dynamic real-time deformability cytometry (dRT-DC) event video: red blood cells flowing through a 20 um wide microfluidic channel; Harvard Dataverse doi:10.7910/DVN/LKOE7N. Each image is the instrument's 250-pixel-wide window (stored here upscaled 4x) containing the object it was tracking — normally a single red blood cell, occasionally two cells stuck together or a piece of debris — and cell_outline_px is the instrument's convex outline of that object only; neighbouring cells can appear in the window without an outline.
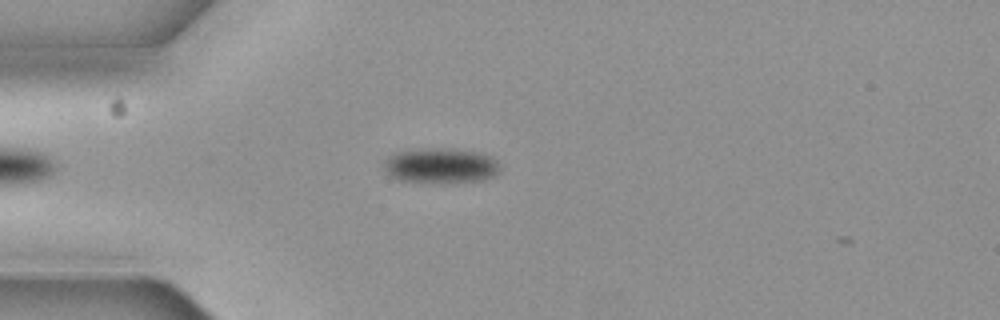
{"species": "common noctule bat (a hibernating species)", "species_latin": "Nyctalus noctula", "temperature_condition": "cold", "stored_images_in_passage": 5, "camera_frame_rate_fps": 3000, "um_per_image_px": 0.085, "animal": {"sex": "female", "body_mass_g": 19.3, "forearm_length_mm": 54.1}, "frame": {"image": 1, "passage_image": 3, "time_ms": 0.667, "image_size_px": [1000, 320], "cell_outline_px": [[500, 168], [496, 176], [484, 180], [440, 184], [428, 184], [400, 180], [392, 176], [384, 168], [384, 164], [388, 156], [396, 152], [424, 148], [440, 148], [476, 152], [492, 156], [500, 164]], "centroid_in_image_um": [37.49, 14.11], "position_along_channel_um": 47.5, "area_um2": 24.22}}
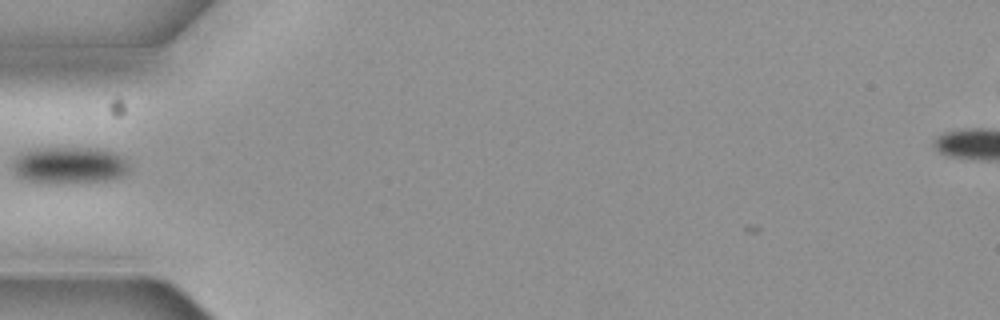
{"frame": {"image": 2, "passage_image": 4, "time_ms": 1.0, "image_size_px": [1000, 320], "cell_outline_px": [[128, 172], [120, 176], [104, 180], [28, 180], [20, 176], [12, 168], [12, 156], [20, 152], [32, 148], [100, 148], [116, 152], [124, 156], [128, 164]], "centroid_in_image_um": [5.89, 13.95], "position_along_channel_um": 79.1, "area_um2": 24.22}}
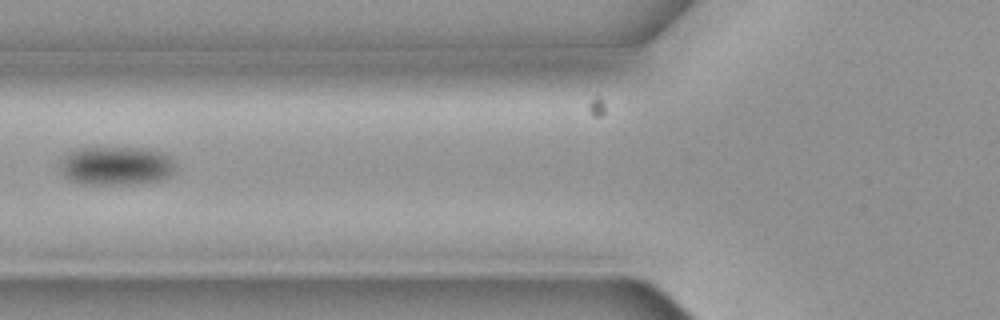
{"frame": {"image": 3, "passage_image": 5, "time_ms": 1.333, "image_size_px": [1000, 320], "cell_outline_px": [[176, 172], [164, 180], [132, 184], [84, 184], [72, 180], [64, 176], [60, 168], [60, 164], [68, 152], [80, 148], [132, 148], [164, 152], [176, 164]], "centroid_in_image_um": [9.93, 14.11], "position_along_channel_um": 115.9, "area_um2": 26.07}}